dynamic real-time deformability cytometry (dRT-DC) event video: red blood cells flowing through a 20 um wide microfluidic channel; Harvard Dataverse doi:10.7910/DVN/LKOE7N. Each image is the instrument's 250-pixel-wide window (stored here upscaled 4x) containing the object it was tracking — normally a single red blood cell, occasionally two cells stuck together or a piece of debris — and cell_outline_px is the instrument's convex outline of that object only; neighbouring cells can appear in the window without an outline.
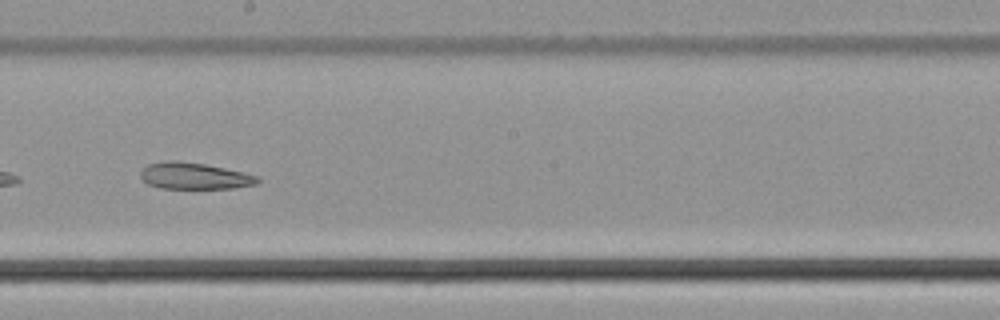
{"species": "common noctule bat (a hibernating species)", "species_latin": "Nyctalus noctula", "temperature_condition": "cold", "stored_images_in_passage": 49, "camera_frame_rate_fps": 3000, "um_per_image_px": 0.085, "animal": {"sex": "male", "body_mass_g": 21.5, "forearm_length_mm": 52.0}, "frame": {"image": 1, "passage_image": 28, "time_ms": 9.0, "image_size_px": [1000, 320], "cell_outline_px": [[260, 180], [256, 184], [236, 188], [160, 188], [148, 184], [140, 176], [140, 172], [148, 164], [168, 160], [172, 160], [204, 164], [224, 168], [256, 176]], "centroid_in_image_um": [16.49, 14.96], "position_along_channel_um": 231.7, "area_um2": 17.8}}